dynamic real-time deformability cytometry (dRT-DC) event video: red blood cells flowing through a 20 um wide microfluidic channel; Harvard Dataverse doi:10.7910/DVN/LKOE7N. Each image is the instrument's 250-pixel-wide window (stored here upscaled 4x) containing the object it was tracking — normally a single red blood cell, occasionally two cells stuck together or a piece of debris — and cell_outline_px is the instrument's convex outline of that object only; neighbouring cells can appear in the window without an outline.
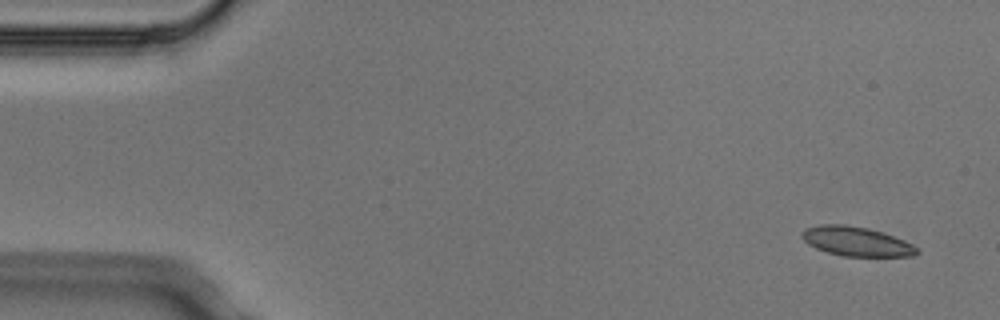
{"species": "Egyptian fruit bat (a non-hibernating species)", "species_latin": "Rousettus aegyptiacus", "temperature_condition": "cold", "stored_images_in_passage": 5, "camera_frame_rate_fps": 3000, "um_per_image_px": 0.085, "animal": {"sex": "male"}, "frame": {"image": 1, "passage_image": 1, "time_ms": 0.0, "image_size_px": [1000, 320], "cell_outline_px": [[920, 252], [912, 256], [844, 256], [828, 252], [816, 248], [808, 244], [800, 236], [804, 228], [820, 224], [844, 224], [868, 228], [904, 240], [912, 244]], "centroid_in_image_um": [72.75, 20.51], "position_along_channel_um": 12.2, "area_um2": 19.54}}
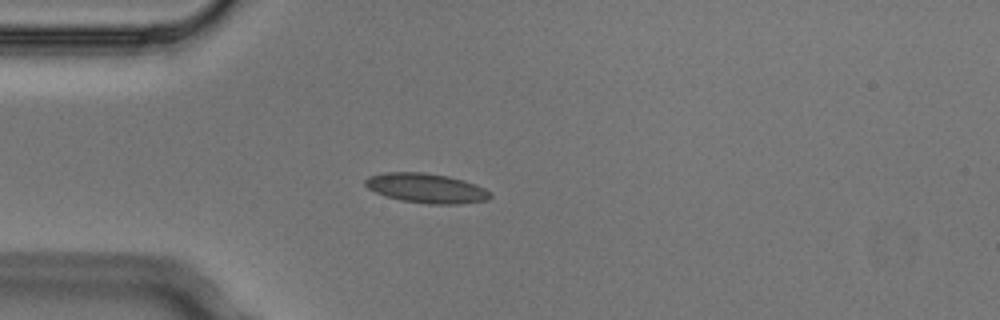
{"frame": {"image": 2, "passage_image": 4, "time_ms": 1.0, "image_size_px": [1000, 320], "cell_outline_px": [[492, 196], [488, 200], [460, 204], [428, 204], [400, 200], [384, 196], [368, 188], [364, 184], [364, 180], [368, 176], [384, 172], [424, 172], [448, 176], [464, 180], [476, 184], [484, 188]], "centroid_in_image_um": [36.22, 15.99], "position_along_channel_um": 48.8, "area_um2": 21.73}}